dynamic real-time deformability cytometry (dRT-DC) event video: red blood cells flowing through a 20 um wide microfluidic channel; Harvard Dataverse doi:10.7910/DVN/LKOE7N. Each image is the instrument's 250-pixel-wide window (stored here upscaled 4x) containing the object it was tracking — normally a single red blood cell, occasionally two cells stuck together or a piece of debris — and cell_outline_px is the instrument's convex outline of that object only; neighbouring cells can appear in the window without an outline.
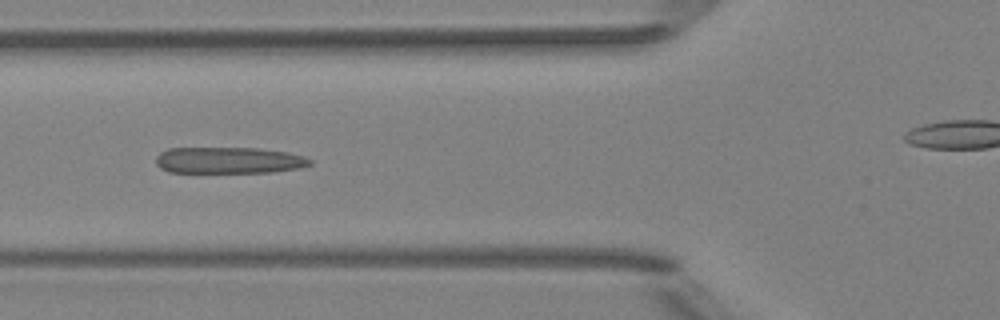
{"species": "Egyptian fruit bat (a non-hibernating species)", "species_latin": "Rousettus aegyptiacus", "temperature_condition": "room temperature", "stored_images_in_passage": 7, "camera_frame_rate_fps": 3000, "um_per_image_px": 0.085, "animal": {"sex": "female"}, "frame": {"image": 1, "passage_image": 6, "time_ms": 5.667, "image_size_px": [1000, 320], "cell_outline_px": [[312, 164], [300, 168], [272, 172], [168, 172], [160, 168], [156, 164], [156, 156], [160, 152], [168, 148], [256, 148], [284, 152], [304, 156], [312, 160]], "centroid_in_image_um": [19.42, 13.63], "position_along_channel_um": 106.4, "area_um2": 23.7}}